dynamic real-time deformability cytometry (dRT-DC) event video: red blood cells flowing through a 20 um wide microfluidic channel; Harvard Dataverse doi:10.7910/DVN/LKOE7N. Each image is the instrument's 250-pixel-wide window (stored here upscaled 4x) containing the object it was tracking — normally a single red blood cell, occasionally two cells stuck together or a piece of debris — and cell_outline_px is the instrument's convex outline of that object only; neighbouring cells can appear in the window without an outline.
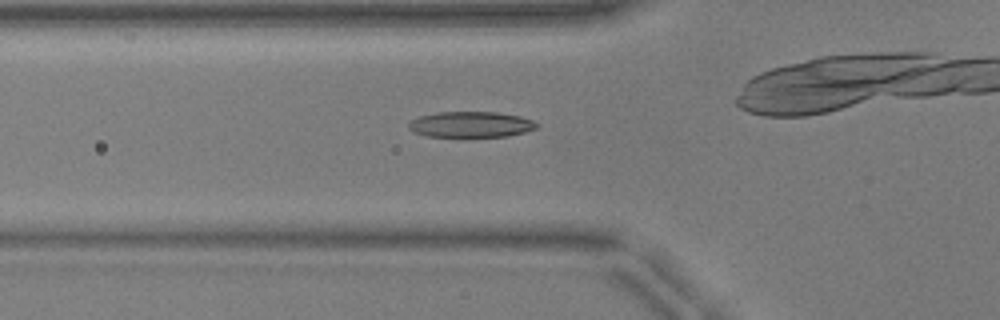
{"species": "common noctule bat (a hibernating species)", "species_latin": "Nyctalus noctula", "temperature_condition": "warm", "stored_images_in_passage": 36, "camera_frame_rate_fps": 3000, "um_per_image_px": 0.085, "animal": {"sex": "male", "body_mass_g": 17.9, "forearm_length_mm": 54.2}, "frame": {"image": 1, "passage_image": 12, "time_ms": 3.667, "image_size_px": [1000, 320], "cell_outline_px": [[540, 124], [536, 128], [524, 132], [508, 136], [428, 136], [412, 132], [408, 128], [408, 124], [412, 120], [420, 116], [436, 112], [496, 112], [520, 116], [532, 120]], "centroid_in_image_um": [40.02, 10.57], "position_along_channel_um": 85.8, "area_um2": 19.13}}
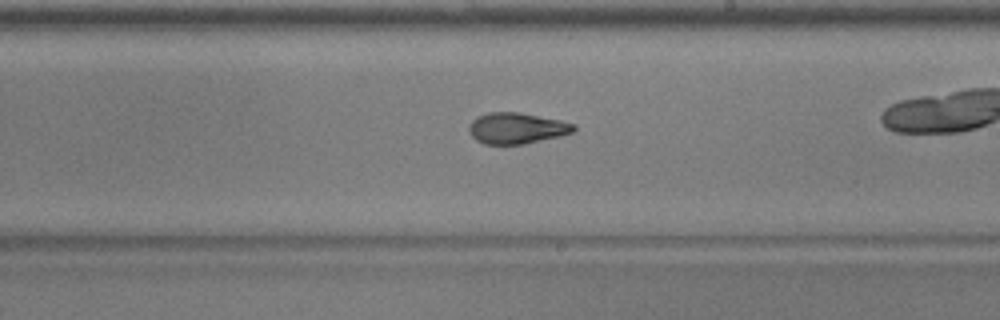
{"frame": {"image": 2, "passage_image": 24, "time_ms": 7.667, "image_size_px": [1000, 320], "cell_outline_px": [[576, 128], [572, 132], [560, 136], [524, 144], [484, 144], [476, 140], [472, 136], [468, 128], [468, 124], [476, 116], [488, 112], [516, 112], [560, 120], [576, 124]], "centroid_in_image_um": [43.89, 10.89], "position_along_channel_um": 245.1, "area_um2": 18.96}}
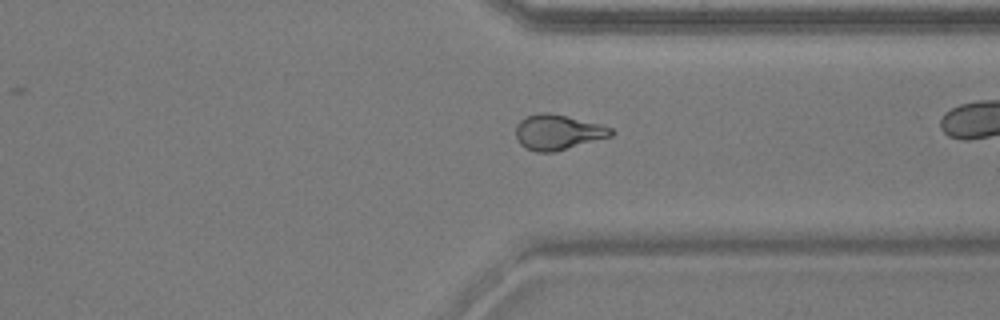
{"frame": {"image": 3, "passage_image": 33, "time_ms": 10.667, "image_size_px": [1000, 320], "cell_outline_px": [[616, 132], [612, 136], [552, 152], [536, 152], [524, 148], [516, 140], [516, 124], [520, 120], [528, 116], [540, 112], [548, 112], [568, 116], [600, 124], [612, 128]], "centroid_in_image_um": [47.4, 11.23], "position_along_channel_um": 364.0, "area_um2": 19.59}}